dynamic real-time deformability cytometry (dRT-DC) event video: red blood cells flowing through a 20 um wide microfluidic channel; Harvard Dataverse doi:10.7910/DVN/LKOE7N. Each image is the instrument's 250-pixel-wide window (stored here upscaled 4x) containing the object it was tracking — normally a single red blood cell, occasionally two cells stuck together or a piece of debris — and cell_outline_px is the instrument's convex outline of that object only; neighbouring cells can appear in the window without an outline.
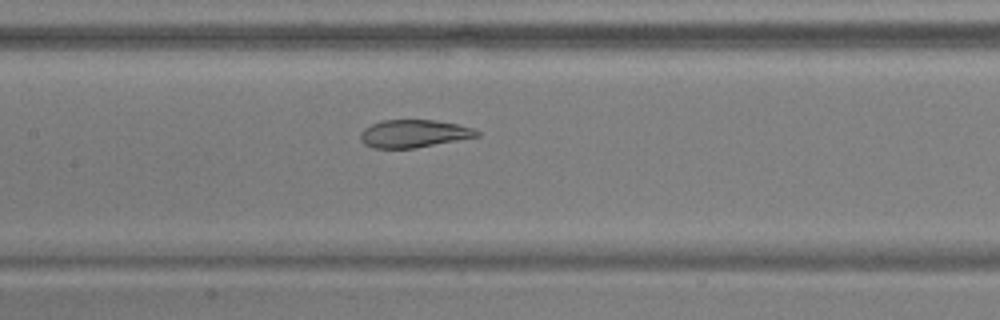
{"species": "common noctule bat (a hibernating species)", "species_latin": "Nyctalus noctula", "temperature_condition": "warm", "stored_images_in_passage": 19, "camera_frame_rate_fps": 3000, "um_per_image_px": 0.085, "animal": {"sex": "male", "body_mass_g": 17.9, "forearm_length_mm": 54.2}, "frame": {"image": 1, "passage_image": 10, "time_ms": 3.0, "image_size_px": [1000, 320], "cell_outline_px": [[480, 136], [412, 148], [372, 148], [364, 144], [360, 140], [360, 132], [364, 128], [380, 120], [436, 120], [456, 124], [472, 128], [480, 132]], "centroid_in_image_um": [35.13, 11.35], "position_along_channel_um": 172.3, "area_um2": 18.73}}
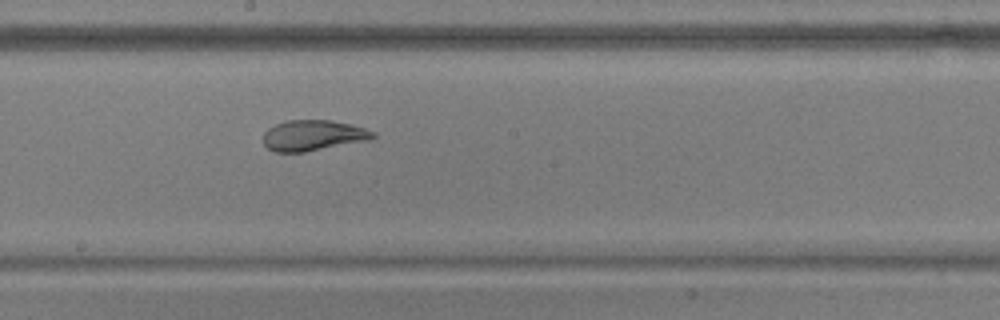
{"frame": {"image": 2, "passage_image": 14, "time_ms": 4.333, "image_size_px": [1000, 320], "cell_outline_px": [[376, 136], [368, 140], [304, 152], [272, 152], [264, 144], [264, 132], [268, 128], [284, 120], [332, 120], [352, 124], [376, 132]], "centroid_in_image_um": [26.6, 11.5], "position_along_channel_um": 221.6, "area_um2": 19.65}}